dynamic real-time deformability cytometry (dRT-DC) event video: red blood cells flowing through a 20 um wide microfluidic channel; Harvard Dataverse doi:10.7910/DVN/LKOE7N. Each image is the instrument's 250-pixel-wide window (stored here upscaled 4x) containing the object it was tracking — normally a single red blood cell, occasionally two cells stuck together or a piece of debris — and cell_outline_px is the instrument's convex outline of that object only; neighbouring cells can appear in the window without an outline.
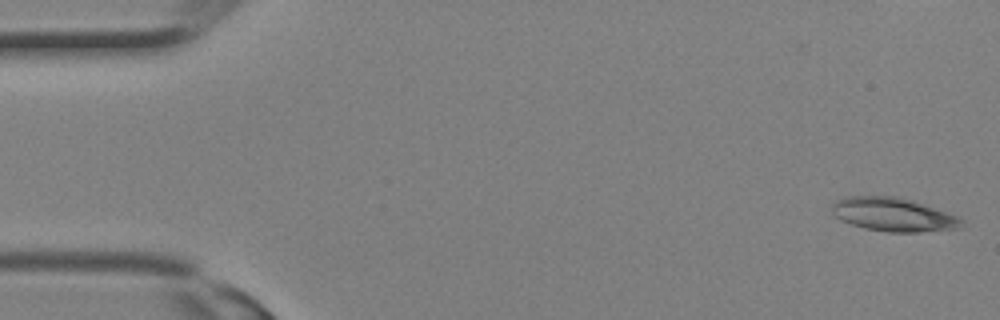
{"species": "Egyptian fruit bat (a non-hibernating species)", "species_latin": "Rousettus aegyptiacus", "temperature_condition": "room temperature", "stored_images_in_passage": 14, "camera_frame_rate_fps": 3000, "um_per_image_px": 0.085, "animal": {"sex": "female"}, "frame": {"image": 1, "passage_image": 1, "time_ms": 0.0, "image_size_px": [1000, 320], "cell_outline_px": [[964, 220], [960, 228], [920, 232], [888, 232], [864, 228], [840, 220], [832, 212], [832, 204], [836, 200], [844, 196], [896, 196], [956, 216]], "centroid_in_image_um": [75.87, 18.24], "position_along_channel_um": 9.1, "area_um2": 24.97}}